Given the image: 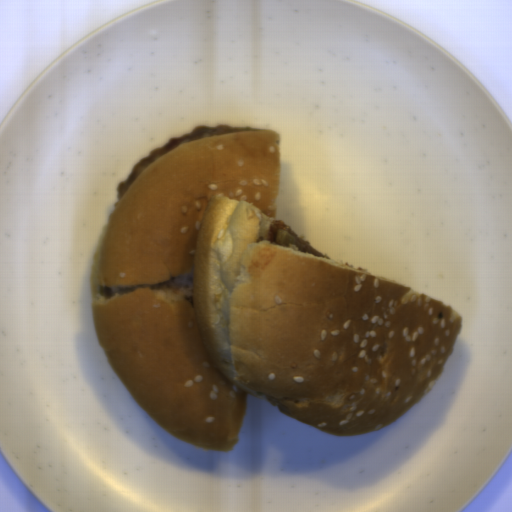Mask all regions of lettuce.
I'll return each instance as SVG.
<instances>
[{"mask_svg":"<svg viewBox=\"0 0 512 512\" xmlns=\"http://www.w3.org/2000/svg\"><path fill=\"white\" fill-rule=\"evenodd\" d=\"M275 245L288 247L289 245H295L298 248V251L302 253H309L313 254L315 257H322V258H328L303 240L299 239L289 231L278 229L276 231V237H275ZM331 259V258H328Z\"/></svg>","mask_w":512,"mask_h":512,"instance_id":"1","label":"lettuce"}]
</instances>
